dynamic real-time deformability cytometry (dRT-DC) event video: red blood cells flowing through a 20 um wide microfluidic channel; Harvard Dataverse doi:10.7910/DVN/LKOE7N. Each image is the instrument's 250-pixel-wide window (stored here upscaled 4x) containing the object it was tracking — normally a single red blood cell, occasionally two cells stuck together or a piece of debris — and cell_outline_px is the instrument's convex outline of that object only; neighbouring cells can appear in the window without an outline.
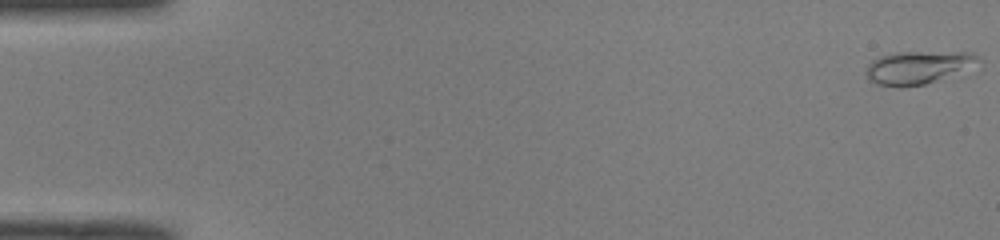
{"species": "common noctule bat (a hibernating species)", "species_latin": "Nyctalus noctula", "temperature_condition": "room temperature", "stored_images_in_passage": 50, "camera_frame_rate_fps": 3000, "um_per_image_px": 0.085, "animal": {"sex": "male", "body_mass_g": 19.0, "forearm_length_mm": 50.8}, "frame": {"image": 1, "passage_image": 1, "time_ms": 0.0, "image_size_px": [1000, 240], "cell_outline_px": [[984, 60], [936, 80], [924, 84], [900, 88], [876, 84], [868, 80], [864, 72], [868, 64], [872, 60], [880, 56], [896, 52], [972, 52], [980, 56]], "centroid_in_image_um": [77.95, 5.72], "position_along_channel_um": 7.1, "area_um2": 21.44}}
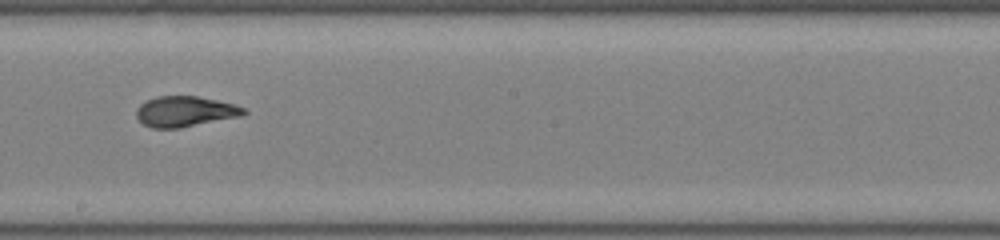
{"frame": {"image": 2, "passage_image": 29, "time_ms": 9.333, "image_size_px": [1000, 240], "cell_outline_px": [[248, 112], [244, 116], [180, 128], [152, 128], [144, 124], [136, 116], [136, 108], [140, 104], [156, 96], [196, 96], [236, 104], [244, 108]], "centroid_in_image_um": [15.77, 9.48], "position_along_channel_um": 232.4, "area_um2": 19.25}}
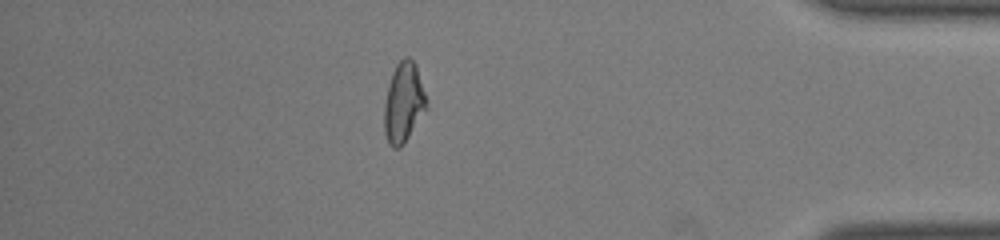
{"frame": {"image": 3, "passage_image": 44, "time_ms": 14.333, "image_size_px": [1000, 240], "cell_outline_px": [[428, 108], [404, 144], [400, 148], [392, 148], [388, 144], [384, 132], [384, 104], [392, 72], [396, 64], [404, 56], [408, 56], [416, 64], [424, 92]], "centroid_in_image_um": [34.3, 8.75], "position_along_channel_um": 400.9, "area_um2": 19.83}, "authors_computed_cell_mechanics": {"area_um2": 19.2474, "velocity_mm_per_s": 4.1, "shape_relaxation_time_tau1_ms": 9.7118, "shape_relaxation_time_tau2_ms": 1.1101, "deformation_change_tau1": 0.2635, "deformation_change_tau2": 0.0583}}